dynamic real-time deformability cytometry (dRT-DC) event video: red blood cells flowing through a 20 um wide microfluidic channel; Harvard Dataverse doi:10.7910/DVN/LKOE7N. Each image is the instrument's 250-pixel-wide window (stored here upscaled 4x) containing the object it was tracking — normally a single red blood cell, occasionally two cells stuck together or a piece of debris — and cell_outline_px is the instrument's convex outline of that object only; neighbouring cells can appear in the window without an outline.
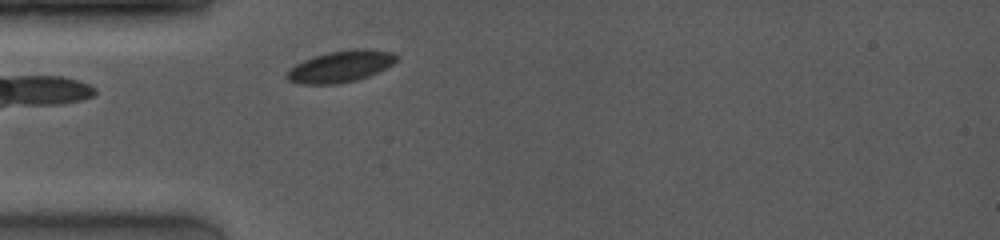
{"species": "common noctule bat (a hibernating species)", "species_latin": "Nyctalus noctula", "temperature_condition": "room temperature", "stored_images_in_passage": 2, "camera_frame_rate_fps": 4000, "um_per_image_px": 0.085, "animal": {"sex": "female", "body_mass_g": 19.0, "forearm_length_mm": 53.3}, "frame": {"image": 1, "passage_image": 2, "time_ms": 0.5, "image_size_px": [1000, 240], "cell_outline_px": [[396, 60], [392, 64], [368, 76], [356, 80], [336, 84], [300, 84], [288, 80], [284, 76], [296, 64], [304, 60], [328, 52], [356, 48], [364, 48], [392, 52], [396, 56]], "centroid_in_image_um": [28.93, 5.65], "position_along_channel_um": 56.1, "area_um2": 19.83}}